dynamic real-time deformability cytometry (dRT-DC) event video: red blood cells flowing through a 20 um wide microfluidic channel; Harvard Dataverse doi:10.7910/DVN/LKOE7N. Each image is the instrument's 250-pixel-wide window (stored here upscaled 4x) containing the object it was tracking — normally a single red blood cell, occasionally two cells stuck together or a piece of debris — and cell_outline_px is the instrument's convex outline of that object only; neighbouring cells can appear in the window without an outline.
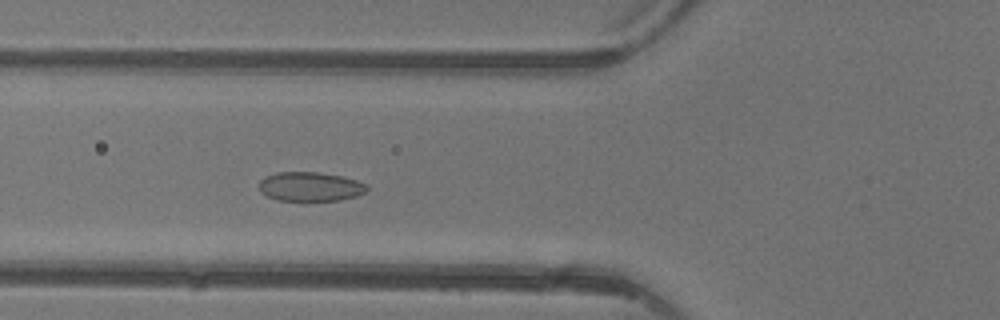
{"species": "common noctule bat (a hibernating species)", "species_latin": "Nyctalus noctula", "temperature_condition": "warm", "stored_images_in_passage": 4, "camera_frame_rate_fps": 3000, "um_per_image_px": 0.085, "animal": {"sex": "female"}, "frame": {"image": 1, "passage_image": 4, "time_ms": 3.333, "image_size_px": [1000, 320], "cell_outline_px": [[368, 188], [364, 192], [356, 196], [340, 200], [304, 204], [276, 200], [260, 192], [260, 180], [264, 176], [276, 172], [320, 172], [340, 176], [356, 180], [364, 184]], "centroid_in_image_um": [26.31, 15.91], "position_along_channel_um": 99.5, "area_um2": 19.13}}